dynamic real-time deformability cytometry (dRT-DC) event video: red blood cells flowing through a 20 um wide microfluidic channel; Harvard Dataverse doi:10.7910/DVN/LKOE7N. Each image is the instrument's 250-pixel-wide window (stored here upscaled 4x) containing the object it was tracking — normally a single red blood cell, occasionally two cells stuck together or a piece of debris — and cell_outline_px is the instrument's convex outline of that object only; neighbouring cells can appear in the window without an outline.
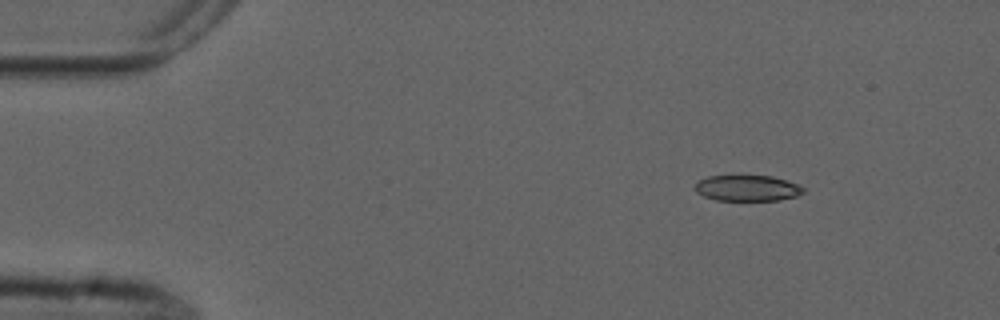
{"species": "common noctule bat (a hibernating species)", "species_latin": "Nyctalus noctula", "temperature_condition": "cold", "stored_images_in_passage": 48, "camera_frame_rate_fps": 3000, "um_per_image_px": 0.085, "animal": {"sex": "male", "forearm_length_mm": 52.5}, "frame": {"image": 1, "passage_image": 1, "time_ms": 0.0, "image_size_px": [1000, 320], "cell_outline_px": [[804, 192], [796, 196], [780, 200], [716, 200], [704, 196], [696, 192], [692, 188], [696, 180], [708, 176], [740, 172], [772, 176], [788, 180], [804, 188]], "centroid_in_image_um": [63.44, 15.92], "position_along_channel_um": 21.6, "area_um2": 17.4}}
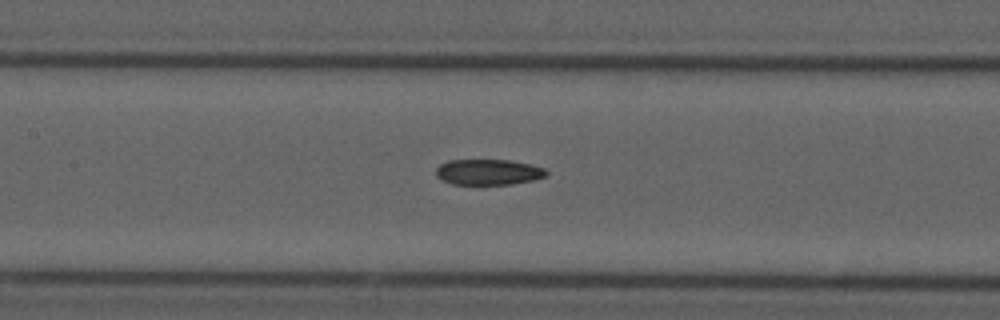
{"frame": {"image": 2, "passage_image": 19, "time_ms": 6.0, "image_size_px": [1000, 320], "cell_outline_px": [[548, 176], [536, 180], [512, 184], [480, 188], [452, 184], [440, 180], [436, 176], [436, 168], [440, 164], [448, 160], [508, 160], [532, 164], [544, 168], [548, 172]], "centroid_in_image_um": [41.5, 14.68], "position_along_channel_um": 165.9, "area_um2": 17.63}}
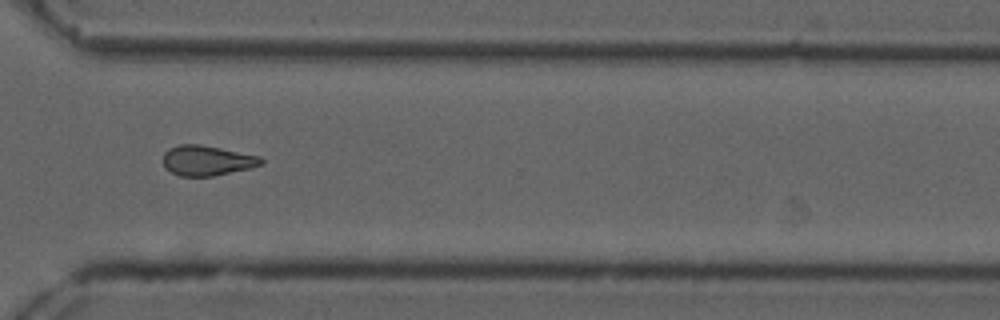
{"frame": {"image": 3, "passage_image": 34, "time_ms": 11.0, "image_size_px": [1000, 320], "cell_outline_px": [[264, 164], [252, 168], [212, 176], [180, 176], [164, 168], [164, 152], [168, 148], [180, 144], [200, 144], [260, 156], [264, 160]], "centroid_in_image_um": [17.61, 13.64], "position_along_channel_um": 353.0, "area_um2": 17.28}, "authors_computed_cell_mechanics": {"area_um2": 17.5134, "velocity_mm_per_s": 3.7556, "shape_relaxation_time_tau1_ms": null, "shape_relaxation_time_tau2_ms": 4.8598, "deformation_change_tau1": null, "deformation_change_tau2": 0.1264}}